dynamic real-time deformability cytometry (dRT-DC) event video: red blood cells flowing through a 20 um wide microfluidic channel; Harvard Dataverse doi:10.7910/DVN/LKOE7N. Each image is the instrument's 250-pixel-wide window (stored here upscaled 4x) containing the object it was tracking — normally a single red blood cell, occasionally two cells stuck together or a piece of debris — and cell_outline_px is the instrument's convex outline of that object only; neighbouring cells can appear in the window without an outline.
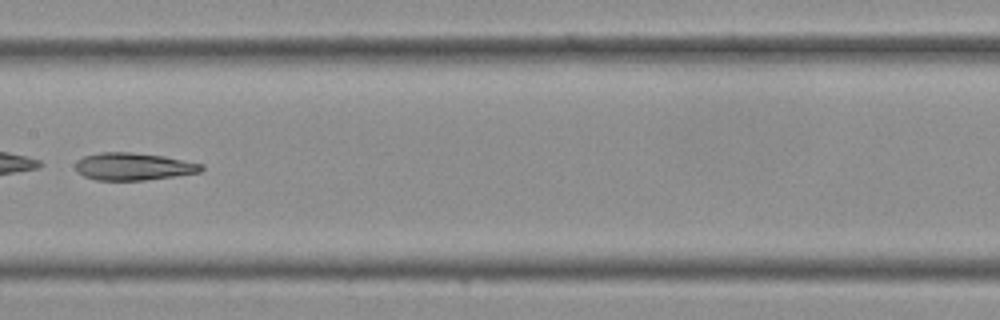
{"species": "Egyptian fruit bat (a non-hibernating species)", "species_latin": "Rousettus aegyptiacus", "temperature_condition": "cold", "stored_images_in_passage": 34, "camera_frame_rate_fps": 3000, "um_per_image_px": 0.085, "frame": {"image": 1, "passage_image": 15, "time_ms": 4.667, "image_size_px": [1000, 320], "cell_outline_px": [[204, 168], [200, 172], [144, 180], [96, 180], [84, 176], [76, 172], [76, 160], [84, 156], [100, 152], [128, 152], [164, 156], [204, 164]], "centroid_in_image_um": [11.32, 14.15], "position_along_channel_um": 196.1, "area_um2": 20.06}}